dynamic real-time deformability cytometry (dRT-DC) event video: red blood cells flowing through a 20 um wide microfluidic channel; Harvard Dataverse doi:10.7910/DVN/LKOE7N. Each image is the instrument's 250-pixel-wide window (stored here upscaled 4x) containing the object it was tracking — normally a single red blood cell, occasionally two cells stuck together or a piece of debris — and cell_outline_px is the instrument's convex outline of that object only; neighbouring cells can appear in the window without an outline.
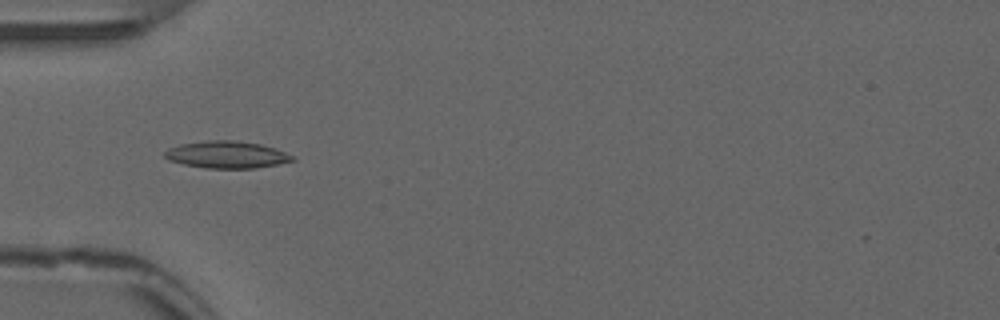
{"species": "common noctule bat (a hibernating species)", "species_latin": "Nyctalus noctula", "temperature_condition": "warm", "stored_images_in_passage": 52, "camera_frame_rate_fps": 3000, "um_per_image_px": 0.085, "animal": {"sex": "male", "forearm_length_mm": 52.5}, "frame": {"image": 1, "passage_image": 16, "time_ms": 5.0, "image_size_px": [1000, 320], "cell_outline_px": [[296, 160], [276, 164], [252, 168], [204, 168], [184, 164], [168, 160], [164, 156], [164, 152], [168, 148], [180, 144], [208, 140], [236, 140], [260, 144], [276, 148], [292, 156]], "centroid_in_image_um": [19.23, 13.14], "position_along_channel_um": 65.8, "area_um2": 20.06}}
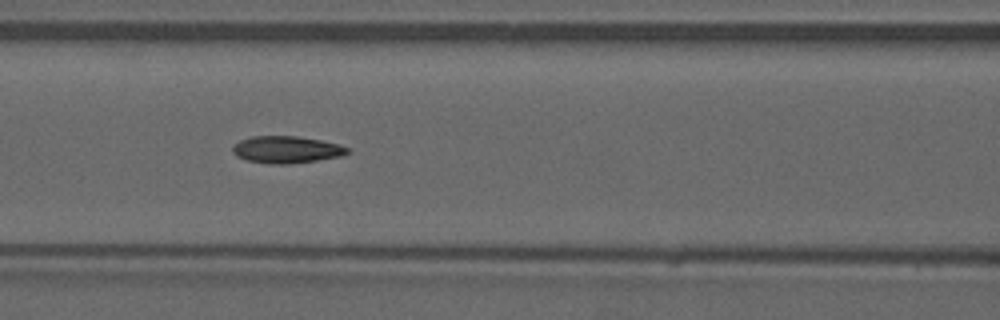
{"frame": {"image": 2, "passage_image": 22, "time_ms": 7.0, "image_size_px": [1000, 320], "cell_outline_px": [[352, 152], [340, 156], [316, 160], [288, 164], [268, 164], [248, 160], [236, 156], [232, 152], [232, 148], [240, 140], [252, 136], [296, 136], [320, 140], [340, 144], [348, 148]], "centroid_in_image_um": [24.36, 12.71], "position_along_channel_um": 142.2, "area_um2": 18.03}}
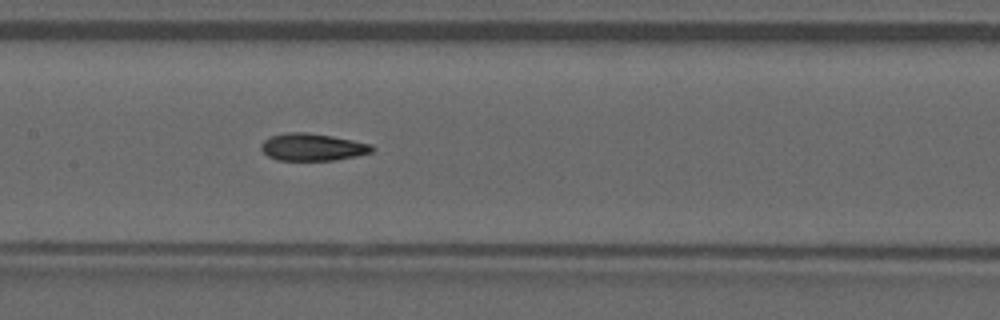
{"frame": {"image": 3, "passage_image": 25, "time_ms": 8.0, "image_size_px": [1000, 320], "cell_outline_px": [[376, 148], [372, 152], [356, 156], [336, 160], [276, 160], [268, 156], [260, 148], [260, 144], [264, 140], [272, 136], [288, 132], [308, 132], [332, 136], [372, 144]], "centroid_in_image_um": [26.57, 12.5], "position_along_channel_um": 180.8, "area_um2": 17.69}, "authors_computed_cell_mechanics": {"area_um2": 18.0336, "velocity_mm_per_s": 3.8542, "shape_relaxation_time_tau1_ms": null, "shape_relaxation_time_tau2_ms": 1.9739, "deformation_change_tau1": null, "deformation_change_tau2": 0.086}}